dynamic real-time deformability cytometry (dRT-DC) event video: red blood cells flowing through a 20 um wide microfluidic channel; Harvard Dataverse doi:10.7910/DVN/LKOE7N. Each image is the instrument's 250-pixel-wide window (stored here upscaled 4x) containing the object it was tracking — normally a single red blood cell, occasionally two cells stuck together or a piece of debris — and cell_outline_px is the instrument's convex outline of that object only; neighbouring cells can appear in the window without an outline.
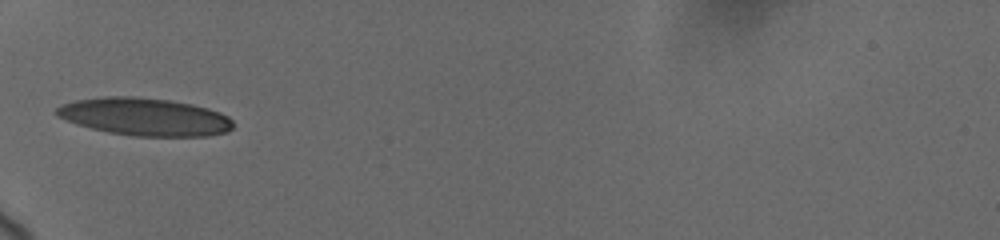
{"species": "human", "species_latin": "Homo sapiens", "temperature_condition": "cold", "stored_images_in_passage": 36, "camera_frame_rate_fps": 3000, "um_per_image_px": 0.085, "donor": {"sex": "female"}, "frame": {"image": 1, "passage_image": 1, "time_ms": 0.0, "image_size_px": [1000, 240], "cell_outline_px": [[232, 128], [228, 132], [208, 136], [132, 136], [108, 132], [76, 124], [64, 120], [56, 116], [52, 112], [60, 104], [76, 100], [104, 96], [136, 96], [172, 100], [192, 104], [208, 108], [220, 112], [228, 116], [232, 120]], "centroid_in_image_um": [12.27, 9.92], "position_along_channel_um": 72.7, "area_um2": 39.25}}
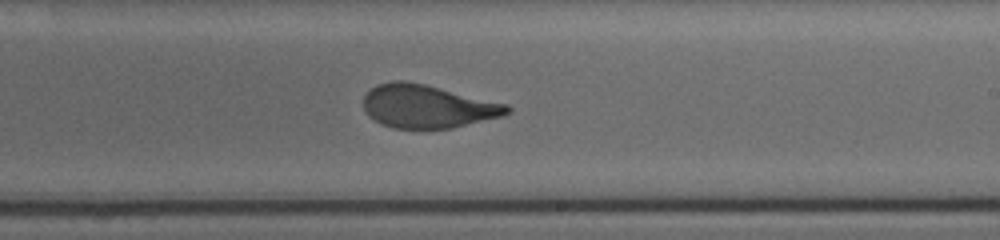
{"frame": {"image": 2, "passage_image": 16, "time_ms": 5.0, "image_size_px": [1000, 240], "cell_outline_px": [[512, 112], [504, 116], [452, 128], [424, 132], [392, 128], [380, 124], [368, 116], [364, 108], [364, 96], [376, 84], [392, 80], [408, 80], [508, 104], [512, 108]], "centroid_in_image_um": [36.34, 9.08], "position_along_channel_um": 252.7, "area_um2": 37.28}}
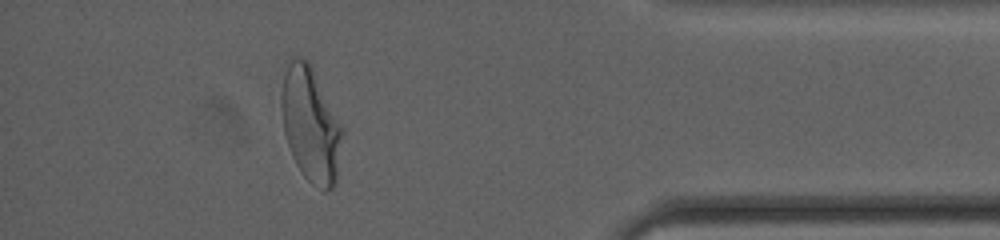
{"frame": {"image": 3, "passage_image": 31, "time_ms": 10.0, "image_size_px": [1000, 240], "cell_outline_px": [[344, 132], [336, 184], [332, 188], [324, 192], [312, 184], [304, 176], [296, 164], [292, 156], [284, 132], [280, 104], [280, 96], [284, 60], [288, 56], [296, 56], [308, 60], [344, 128]], "centroid_in_image_um": [26.39, 10.54], "position_along_channel_um": 408.8, "area_um2": 41.73}, "authors_computed_cell_mechanics": {"area_um2": 37.4544, "velocity_mm_per_s": 3.6763, "shape_relaxation_time_tau1_ms": 4.3977, "shape_relaxation_time_tau2_ms": null, "deformation_change_tau1": 0.1829, "deformation_change_tau2": null}}